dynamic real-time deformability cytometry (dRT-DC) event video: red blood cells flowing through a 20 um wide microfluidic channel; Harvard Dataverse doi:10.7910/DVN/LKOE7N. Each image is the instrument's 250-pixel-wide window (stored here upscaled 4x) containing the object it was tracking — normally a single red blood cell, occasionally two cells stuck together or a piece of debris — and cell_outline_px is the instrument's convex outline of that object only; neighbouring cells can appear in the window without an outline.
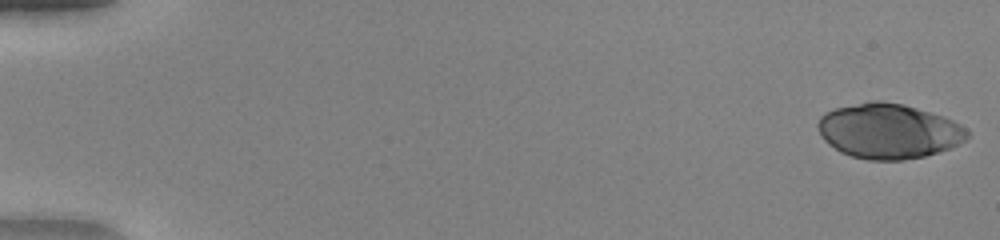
{"species": "human", "species_latin": "Homo sapiens", "temperature_condition": "warm", "stored_images_in_passage": 51, "camera_frame_rate_fps": 3000, "um_per_image_px": 0.085, "donor": {"sex": "female"}, "frame": {"image": 1, "passage_image": 1, "time_ms": 0.0, "image_size_px": [1000, 240], "cell_outline_px": [[968, 136], [960, 144], [952, 148], [924, 156], [904, 160], [868, 160], [852, 156], [840, 152], [828, 144], [824, 140], [816, 124], [820, 116], [824, 112], [836, 108], [872, 100], [880, 100], [904, 104], [944, 116], [960, 124], [968, 132]], "centroid_in_image_um": [75.52, 11.14], "position_along_channel_um": 9.5, "area_um2": 48.03}}
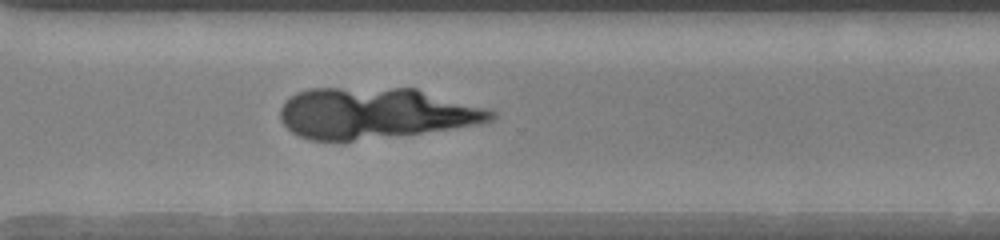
{"frame": {"image": 2, "passage_image": 38, "time_ms": 12.333, "image_size_px": [1000, 240], "cell_outline_px": [[496, 116], [492, 120], [480, 124], [420, 132], [352, 140], [308, 140], [292, 132], [280, 120], [280, 108], [284, 100], [296, 92], [308, 88], [416, 88], [488, 108], [496, 112]], "centroid_in_image_um": [31.88, 9.59], "position_along_channel_um": 338.7, "area_um2": 62.31}}
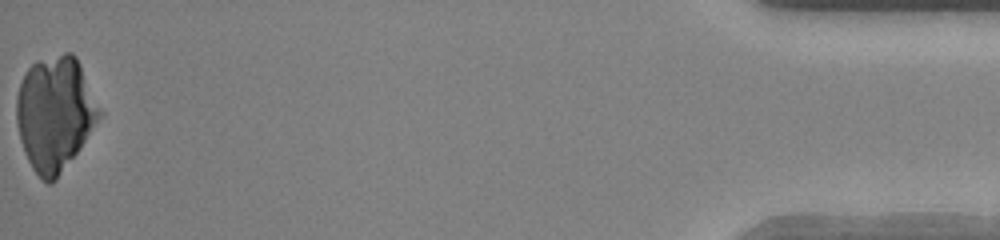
{"frame": {"image": 3, "passage_image": 51, "time_ms": 16.667, "image_size_px": [1000, 240], "cell_outline_px": [[104, 112], [76, 152], [56, 180], [52, 184], [48, 184], [32, 168], [24, 152], [20, 140], [16, 120], [16, 96], [20, 84], [28, 68], [36, 60], [64, 52], [72, 52], [76, 56]], "centroid_in_image_um": [4.68, 9.6], "position_along_channel_um": 430.5, "area_um2": 55.26}}